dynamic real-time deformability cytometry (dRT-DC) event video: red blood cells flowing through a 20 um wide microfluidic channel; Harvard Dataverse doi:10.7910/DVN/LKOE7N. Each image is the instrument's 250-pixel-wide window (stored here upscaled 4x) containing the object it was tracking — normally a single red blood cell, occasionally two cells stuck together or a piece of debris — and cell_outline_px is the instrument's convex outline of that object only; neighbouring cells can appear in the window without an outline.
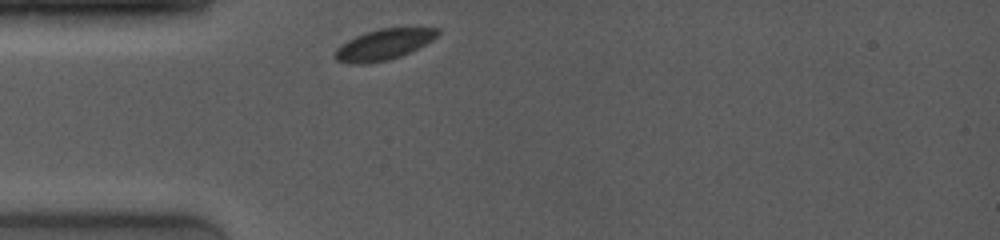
{"species": "common noctule bat (a hibernating species)", "species_latin": "Nyctalus noctula", "temperature_condition": "room temperature", "stored_images_in_passage": 1, "camera_frame_rate_fps": 4000, "um_per_image_px": 0.085, "animal": {"sex": "female", "body_mass_g": 19.0, "forearm_length_mm": 53.3}, "frame": {"image": 1, "passage_image": 1, "time_ms": 0.0, "image_size_px": [1000, 240], "cell_outline_px": [[440, 32], [432, 40], [400, 56], [388, 60], [364, 64], [356, 64], [336, 60], [332, 56], [336, 48], [348, 40], [356, 36], [380, 28], [440, 28]], "centroid_in_image_um": [32.58, 3.79], "position_along_channel_um": 52.4, "area_um2": 18.09}}